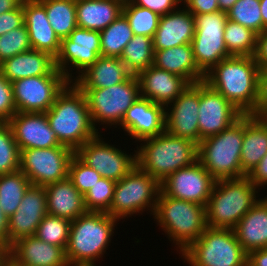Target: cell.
Returning <instances> with one entry per match:
<instances>
[{"mask_svg": "<svg viewBox=\"0 0 267 266\" xmlns=\"http://www.w3.org/2000/svg\"><path fill=\"white\" fill-rule=\"evenodd\" d=\"M259 71L253 56H230L212 67L203 82L242 114H252L258 101Z\"/></svg>", "mask_w": 267, "mask_h": 266, "instance_id": "6da1fadb", "label": "cell"}, {"mask_svg": "<svg viewBox=\"0 0 267 266\" xmlns=\"http://www.w3.org/2000/svg\"><path fill=\"white\" fill-rule=\"evenodd\" d=\"M70 84L56 96L45 113L60 144L76 151L99 132L93 125L84 93L74 83Z\"/></svg>", "mask_w": 267, "mask_h": 266, "instance_id": "7a4b0ae2", "label": "cell"}, {"mask_svg": "<svg viewBox=\"0 0 267 266\" xmlns=\"http://www.w3.org/2000/svg\"><path fill=\"white\" fill-rule=\"evenodd\" d=\"M136 154V166L160 183L170 174L197 161L198 145L166 131L142 140ZM146 142V143H145Z\"/></svg>", "mask_w": 267, "mask_h": 266, "instance_id": "3957f363", "label": "cell"}, {"mask_svg": "<svg viewBox=\"0 0 267 266\" xmlns=\"http://www.w3.org/2000/svg\"><path fill=\"white\" fill-rule=\"evenodd\" d=\"M117 218L105 212L87 211L71 221L65 249L68 264H95L110 243Z\"/></svg>", "mask_w": 267, "mask_h": 266, "instance_id": "277c9868", "label": "cell"}, {"mask_svg": "<svg viewBox=\"0 0 267 266\" xmlns=\"http://www.w3.org/2000/svg\"><path fill=\"white\" fill-rule=\"evenodd\" d=\"M256 190L248 176L216 181L206 205L207 227L233 229L259 200Z\"/></svg>", "mask_w": 267, "mask_h": 266, "instance_id": "5b68a950", "label": "cell"}, {"mask_svg": "<svg viewBox=\"0 0 267 266\" xmlns=\"http://www.w3.org/2000/svg\"><path fill=\"white\" fill-rule=\"evenodd\" d=\"M244 114L215 136L199 142L197 160L218 181L247 176L241 168Z\"/></svg>", "mask_w": 267, "mask_h": 266, "instance_id": "8992f818", "label": "cell"}, {"mask_svg": "<svg viewBox=\"0 0 267 266\" xmlns=\"http://www.w3.org/2000/svg\"><path fill=\"white\" fill-rule=\"evenodd\" d=\"M152 215L181 253L207 228L205 206L169 197L162 191Z\"/></svg>", "mask_w": 267, "mask_h": 266, "instance_id": "52a82bcc", "label": "cell"}, {"mask_svg": "<svg viewBox=\"0 0 267 266\" xmlns=\"http://www.w3.org/2000/svg\"><path fill=\"white\" fill-rule=\"evenodd\" d=\"M182 256L191 266H246L248 259L233 229L209 227Z\"/></svg>", "mask_w": 267, "mask_h": 266, "instance_id": "ba28073f", "label": "cell"}, {"mask_svg": "<svg viewBox=\"0 0 267 266\" xmlns=\"http://www.w3.org/2000/svg\"><path fill=\"white\" fill-rule=\"evenodd\" d=\"M160 191L161 183L135 166L116 182L113 200L106 213L119 220L150 207L151 214H154Z\"/></svg>", "mask_w": 267, "mask_h": 266, "instance_id": "9c48e42d", "label": "cell"}, {"mask_svg": "<svg viewBox=\"0 0 267 266\" xmlns=\"http://www.w3.org/2000/svg\"><path fill=\"white\" fill-rule=\"evenodd\" d=\"M80 90L85 95L95 128L97 122L120 125L127 109L140 97L139 80L134 74L126 81L107 88Z\"/></svg>", "mask_w": 267, "mask_h": 266, "instance_id": "30bf717a", "label": "cell"}, {"mask_svg": "<svg viewBox=\"0 0 267 266\" xmlns=\"http://www.w3.org/2000/svg\"><path fill=\"white\" fill-rule=\"evenodd\" d=\"M195 34L191 42L198 68L206 74L221 60L230 57L224 42L227 15L223 11L194 16Z\"/></svg>", "mask_w": 267, "mask_h": 266, "instance_id": "8fae6325", "label": "cell"}, {"mask_svg": "<svg viewBox=\"0 0 267 266\" xmlns=\"http://www.w3.org/2000/svg\"><path fill=\"white\" fill-rule=\"evenodd\" d=\"M75 151L64 145L20 151V170L32 185L45 187L68 177Z\"/></svg>", "mask_w": 267, "mask_h": 266, "instance_id": "7c38bea8", "label": "cell"}, {"mask_svg": "<svg viewBox=\"0 0 267 266\" xmlns=\"http://www.w3.org/2000/svg\"><path fill=\"white\" fill-rule=\"evenodd\" d=\"M67 84L69 81L57 68L49 75L13 81V99L17 112H47Z\"/></svg>", "mask_w": 267, "mask_h": 266, "instance_id": "4fadbf2b", "label": "cell"}, {"mask_svg": "<svg viewBox=\"0 0 267 266\" xmlns=\"http://www.w3.org/2000/svg\"><path fill=\"white\" fill-rule=\"evenodd\" d=\"M75 154L102 177L115 182L127 176L136 166L135 154L128 155L109 145L100 135L85 142Z\"/></svg>", "mask_w": 267, "mask_h": 266, "instance_id": "5bb4252c", "label": "cell"}, {"mask_svg": "<svg viewBox=\"0 0 267 266\" xmlns=\"http://www.w3.org/2000/svg\"><path fill=\"white\" fill-rule=\"evenodd\" d=\"M216 180L197 160L161 182V191L172 198L207 205Z\"/></svg>", "mask_w": 267, "mask_h": 266, "instance_id": "9a60e30c", "label": "cell"}, {"mask_svg": "<svg viewBox=\"0 0 267 266\" xmlns=\"http://www.w3.org/2000/svg\"><path fill=\"white\" fill-rule=\"evenodd\" d=\"M101 56L100 31L75 28L67 38L61 40L58 56L55 58L56 68L73 83L68 65L75 67L79 73L93 65ZM71 63V64H69Z\"/></svg>", "mask_w": 267, "mask_h": 266, "instance_id": "2e32d148", "label": "cell"}, {"mask_svg": "<svg viewBox=\"0 0 267 266\" xmlns=\"http://www.w3.org/2000/svg\"><path fill=\"white\" fill-rule=\"evenodd\" d=\"M242 113L223 95L211 89L205 82H199L198 127L200 142L219 134Z\"/></svg>", "mask_w": 267, "mask_h": 266, "instance_id": "e0dca14e", "label": "cell"}, {"mask_svg": "<svg viewBox=\"0 0 267 266\" xmlns=\"http://www.w3.org/2000/svg\"><path fill=\"white\" fill-rule=\"evenodd\" d=\"M165 110V131L173 136L200 142L198 127L199 83L188 87Z\"/></svg>", "mask_w": 267, "mask_h": 266, "instance_id": "ac0fdd59", "label": "cell"}, {"mask_svg": "<svg viewBox=\"0 0 267 266\" xmlns=\"http://www.w3.org/2000/svg\"><path fill=\"white\" fill-rule=\"evenodd\" d=\"M46 215L45 187L31 185L17 211L9 218V248L18 240L35 235L37 227Z\"/></svg>", "mask_w": 267, "mask_h": 266, "instance_id": "d6986e66", "label": "cell"}, {"mask_svg": "<svg viewBox=\"0 0 267 266\" xmlns=\"http://www.w3.org/2000/svg\"><path fill=\"white\" fill-rule=\"evenodd\" d=\"M8 123L20 151L61 146L46 113L16 112Z\"/></svg>", "mask_w": 267, "mask_h": 266, "instance_id": "ffe728a7", "label": "cell"}, {"mask_svg": "<svg viewBox=\"0 0 267 266\" xmlns=\"http://www.w3.org/2000/svg\"><path fill=\"white\" fill-rule=\"evenodd\" d=\"M165 108L139 97L128 109L120 126L137 141L155 137L165 131Z\"/></svg>", "mask_w": 267, "mask_h": 266, "instance_id": "44dd1931", "label": "cell"}, {"mask_svg": "<svg viewBox=\"0 0 267 266\" xmlns=\"http://www.w3.org/2000/svg\"><path fill=\"white\" fill-rule=\"evenodd\" d=\"M4 255L15 266H67L65 250L48 244L35 235L15 242Z\"/></svg>", "mask_w": 267, "mask_h": 266, "instance_id": "7402d4cb", "label": "cell"}, {"mask_svg": "<svg viewBox=\"0 0 267 266\" xmlns=\"http://www.w3.org/2000/svg\"><path fill=\"white\" fill-rule=\"evenodd\" d=\"M136 76L139 80L140 97L165 108L169 107L168 104H171L189 85L184 78L153 64Z\"/></svg>", "mask_w": 267, "mask_h": 266, "instance_id": "603a6c76", "label": "cell"}, {"mask_svg": "<svg viewBox=\"0 0 267 266\" xmlns=\"http://www.w3.org/2000/svg\"><path fill=\"white\" fill-rule=\"evenodd\" d=\"M22 6L24 24L32 49L46 52L56 58L60 52L61 40L47 19L45 7L38 0H23Z\"/></svg>", "mask_w": 267, "mask_h": 266, "instance_id": "cb8c5ba5", "label": "cell"}, {"mask_svg": "<svg viewBox=\"0 0 267 266\" xmlns=\"http://www.w3.org/2000/svg\"><path fill=\"white\" fill-rule=\"evenodd\" d=\"M195 29L194 15L186 8L180 10L179 7V9L161 16L153 37L154 50L191 44Z\"/></svg>", "mask_w": 267, "mask_h": 266, "instance_id": "d4e9b609", "label": "cell"}, {"mask_svg": "<svg viewBox=\"0 0 267 266\" xmlns=\"http://www.w3.org/2000/svg\"><path fill=\"white\" fill-rule=\"evenodd\" d=\"M47 214L75 220L87 210L84 196L67 177L45 186Z\"/></svg>", "mask_w": 267, "mask_h": 266, "instance_id": "484cf974", "label": "cell"}, {"mask_svg": "<svg viewBox=\"0 0 267 266\" xmlns=\"http://www.w3.org/2000/svg\"><path fill=\"white\" fill-rule=\"evenodd\" d=\"M233 231L247 254L267 248V196L256 202Z\"/></svg>", "mask_w": 267, "mask_h": 266, "instance_id": "4316f807", "label": "cell"}, {"mask_svg": "<svg viewBox=\"0 0 267 266\" xmlns=\"http://www.w3.org/2000/svg\"><path fill=\"white\" fill-rule=\"evenodd\" d=\"M131 75L120 58L99 56L73 82L79 89H100L122 83Z\"/></svg>", "mask_w": 267, "mask_h": 266, "instance_id": "83f0119b", "label": "cell"}, {"mask_svg": "<svg viewBox=\"0 0 267 266\" xmlns=\"http://www.w3.org/2000/svg\"><path fill=\"white\" fill-rule=\"evenodd\" d=\"M55 68L54 57L34 49L19 53L0 63V72L10 82L27 77L49 75Z\"/></svg>", "mask_w": 267, "mask_h": 266, "instance_id": "f1b7e54d", "label": "cell"}, {"mask_svg": "<svg viewBox=\"0 0 267 266\" xmlns=\"http://www.w3.org/2000/svg\"><path fill=\"white\" fill-rule=\"evenodd\" d=\"M267 154V120L244 114V137L241 148V168L248 176Z\"/></svg>", "mask_w": 267, "mask_h": 266, "instance_id": "f546056e", "label": "cell"}, {"mask_svg": "<svg viewBox=\"0 0 267 266\" xmlns=\"http://www.w3.org/2000/svg\"><path fill=\"white\" fill-rule=\"evenodd\" d=\"M154 51L156 67L184 78L189 84L204 80L205 74L195 62L191 44Z\"/></svg>", "mask_w": 267, "mask_h": 266, "instance_id": "4dcf8cb0", "label": "cell"}, {"mask_svg": "<svg viewBox=\"0 0 267 266\" xmlns=\"http://www.w3.org/2000/svg\"><path fill=\"white\" fill-rule=\"evenodd\" d=\"M122 0H76L77 26L101 31L122 13Z\"/></svg>", "mask_w": 267, "mask_h": 266, "instance_id": "1f68e13d", "label": "cell"}, {"mask_svg": "<svg viewBox=\"0 0 267 266\" xmlns=\"http://www.w3.org/2000/svg\"><path fill=\"white\" fill-rule=\"evenodd\" d=\"M46 9L47 19L60 40L77 28L76 0H38Z\"/></svg>", "mask_w": 267, "mask_h": 266, "instance_id": "d6a6232c", "label": "cell"}, {"mask_svg": "<svg viewBox=\"0 0 267 266\" xmlns=\"http://www.w3.org/2000/svg\"><path fill=\"white\" fill-rule=\"evenodd\" d=\"M31 185L28 177L20 169L0 175V208L8 219L17 211Z\"/></svg>", "mask_w": 267, "mask_h": 266, "instance_id": "836d02e7", "label": "cell"}, {"mask_svg": "<svg viewBox=\"0 0 267 266\" xmlns=\"http://www.w3.org/2000/svg\"><path fill=\"white\" fill-rule=\"evenodd\" d=\"M134 34L123 13L107 28L100 31L101 56L120 58L124 47Z\"/></svg>", "mask_w": 267, "mask_h": 266, "instance_id": "e575fe53", "label": "cell"}, {"mask_svg": "<svg viewBox=\"0 0 267 266\" xmlns=\"http://www.w3.org/2000/svg\"><path fill=\"white\" fill-rule=\"evenodd\" d=\"M154 53L153 38L134 35L124 47L120 59L132 74L137 75L154 63Z\"/></svg>", "mask_w": 267, "mask_h": 266, "instance_id": "d590c367", "label": "cell"}, {"mask_svg": "<svg viewBox=\"0 0 267 266\" xmlns=\"http://www.w3.org/2000/svg\"><path fill=\"white\" fill-rule=\"evenodd\" d=\"M223 38L230 56H254L257 33L253 30L227 19Z\"/></svg>", "mask_w": 267, "mask_h": 266, "instance_id": "8d00e7d4", "label": "cell"}, {"mask_svg": "<svg viewBox=\"0 0 267 266\" xmlns=\"http://www.w3.org/2000/svg\"><path fill=\"white\" fill-rule=\"evenodd\" d=\"M122 13L129 21L134 35L154 37L159 26L160 15L148 8L137 6L130 0L123 3Z\"/></svg>", "mask_w": 267, "mask_h": 266, "instance_id": "74e56055", "label": "cell"}, {"mask_svg": "<svg viewBox=\"0 0 267 266\" xmlns=\"http://www.w3.org/2000/svg\"><path fill=\"white\" fill-rule=\"evenodd\" d=\"M71 221L63 217L47 214L37 227L35 236L54 246L67 247Z\"/></svg>", "mask_w": 267, "mask_h": 266, "instance_id": "f35d334b", "label": "cell"}, {"mask_svg": "<svg viewBox=\"0 0 267 266\" xmlns=\"http://www.w3.org/2000/svg\"><path fill=\"white\" fill-rule=\"evenodd\" d=\"M260 0H237L227 11V19L247 27L257 34L263 31Z\"/></svg>", "mask_w": 267, "mask_h": 266, "instance_id": "ab89813d", "label": "cell"}, {"mask_svg": "<svg viewBox=\"0 0 267 266\" xmlns=\"http://www.w3.org/2000/svg\"><path fill=\"white\" fill-rule=\"evenodd\" d=\"M20 168V150L8 122H0V175Z\"/></svg>", "mask_w": 267, "mask_h": 266, "instance_id": "60d3db41", "label": "cell"}, {"mask_svg": "<svg viewBox=\"0 0 267 266\" xmlns=\"http://www.w3.org/2000/svg\"><path fill=\"white\" fill-rule=\"evenodd\" d=\"M116 182L101 177L84 195L87 211L107 212L110 209Z\"/></svg>", "mask_w": 267, "mask_h": 266, "instance_id": "b9f144b4", "label": "cell"}, {"mask_svg": "<svg viewBox=\"0 0 267 266\" xmlns=\"http://www.w3.org/2000/svg\"><path fill=\"white\" fill-rule=\"evenodd\" d=\"M32 49L28 31L25 26H20L0 36V63L19 53Z\"/></svg>", "mask_w": 267, "mask_h": 266, "instance_id": "7bdbcfd3", "label": "cell"}, {"mask_svg": "<svg viewBox=\"0 0 267 266\" xmlns=\"http://www.w3.org/2000/svg\"><path fill=\"white\" fill-rule=\"evenodd\" d=\"M102 176L92 167L84 163L76 154L69 165L68 178L84 196Z\"/></svg>", "mask_w": 267, "mask_h": 266, "instance_id": "ee69618b", "label": "cell"}, {"mask_svg": "<svg viewBox=\"0 0 267 266\" xmlns=\"http://www.w3.org/2000/svg\"><path fill=\"white\" fill-rule=\"evenodd\" d=\"M16 112L12 82L0 72V122H8Z\"/></svg>", "mask_w": 267, "mask_h": 266, "instance_id": "f6af8a7d", "label": "cell"}, {"mask_svg": "<svg viewBox=\"0 0 267 266\" xmlns=\"http://www.w3.org/2000/svg\"><path fill=\"white\" fill-rule=\"evenodd\" d=\"M24 25L22 3L14 10L0 14V36Z\"/></svg>", "mask_w": 267, "mask_h": 266, "instance_id": "bcb514c9", "label": "cell"}, {"mask_svg": "<svg viewBox=\"0 0 267 266\" xmlns=\"http://www.w3.org/2000/svg\"><path fill=\"white\" fill-rule=\"evenodd\" d=\"M130 1L137 6L148 8L152 12H155L160 16L175 11L176 9H178L177 7L178 4L182 2V0H130Z\"/></svg>", "mask_w": 267, "mask_h": 266, "instance_id": "7dc6e473", "label": "cell"}, {"mask_svg": "<svg viewBox=\"0 0 267 266\" xmlns=\"http://www.w3.org/2000/svg\"><path fill=\"white\" fill-rule=\"evenodd\" d=\"M251 115L257 117L267 115V68L259 71L258 101Z\"/></svg>", "mask_w": 267, "mask_h": 266, "instance_id": "c3c4849f", "label": "cell"}, {"mask_svg": "<svg viewBox=\"0 0 267 266\" xmlns=\"http://www.w3.org/2000/svg\"><path fill=\"white\" fill-rule=\"evenodd\" d=\"M183 3L194 16L220 11L217 0H184Z\"/></svg>", "mask_w": 267, "mask_h": 266, "instance_id": "681fc988", "label": "cell"}, {"mask_svg": "<svg viewBox=\"0 0 267 266\" xmlns=\"http://www.w3.org/2000/svg\"><path fill=\"white\" fill-rule=\"evenodd\" d=\"M253 57L259 69L267 68V29L257 34L256 50Z\"/></svg>", "mask_w": 267, "mask_h": 266, "instance_id": "f907efd6", "label": "cell"}, {"mask_svg": "<svg viewBox=\"0 0 267 266\" xmlns=\"http://www.w3.org/2000/svg\"><path fill=\"white\" fill-rule=\"evenodd\" d=\"M256 188L267 185V154L260 160L258 165L248 175Z\"/></svg>", "mask_w": 267, "mask_h": 266, "instance_id": "816d5d0a", "label": "cell"}, {"mask_svg": "<svg viewBox=\"0 0 267 266\" xmlns=\"http://www.w3.org/2000/svg\"><path fill=\"white\" fill-rule=\"evenodd\" d=\"M8 223L9 219L0 208V251L3 254L9 249Z\"/></svg>", "mask_w": 267, "mask_h": 266, "instance_id": "f5cc1de1", "label": "cell"}, {"mask_svg": "<svg viewBox=\"0 0 267 266\" xmlns=\"http://www.w3.org/2000/svg\"><path fill=\"white\" fill-rule=\"evenodd\" d=\"M247 264L249 266H267V248L250 252Z\"/></svg>", "mask_w": 267, "mask_h": 266, "instance_id": "db71d44e", "label": "cell"}, {"mask_svg": "<svg viewBox=\"0 0 267 266\" xmlns=\"http://www.w3.org/2000/svg\"><path fill=\"white\" fill-rule=\"evenodd\" d=\"M23 0H0V14L16 9Z\"/></svg>", "mask_w": 267, "mask_h": 266, "instance_id": "11a10c76", "label": "cell"}, {"mask_svg": "<svg viewBox=\"0 0 267 266\" xmlns=\"http://www.w3.org/2000/svg\"><path fill=\"white\" fill-rule=\"evenodd\" d=\"M217 1L219 5V10L227 13V11H229L232 8V6L237 0H217Z\"/></svg>", "mask_w": 267, "mask_h": 266, "instance_id": "9f6ffc18", "label": "cell"}, {"mask_svg": "<svg viewBox=\"0 0 267 266\" xmlns=\"http://www.w3.org/2000/svg\"><path fill=\"white\" fill-rule=\"evenodd\" d=\"M261 16L263 19V31L267 29V0H260Z\"/></svg>", "mask_w": 267, "mask_h": 266, "instance_id": "6f0895ef", "label": "cell"}, {"mask_svg": "<svg viewBox=\"0 0 267 266\" xmlns=\"http://www.w3.org/2000/svg\"><path fill=\"white\" fill-rule=\"evenodd\" d=\"M0 266H15L5 255L0 261Z\"/></svg>", "mask_w": 267, "mask_h": 266, "instance_id": "680465c9", "label": "cell"}, {"mask_svg": "<svg viewBox=\"0 0 267 266\" xmlns=\"http://www.w3.org/2000/svg\"><path fill=\"white\" fill-rule=\"evenodd\" d=\"M67 266H95V264H76V263L71 264L69 263Z\"/></svg>", "mask_w": 267, "mask_h": 266, "instance_id": "91938a15", "label": "cell"}, {"mask_svg": "<svg viewBox=\"0 0 267 266\" xmlns=\"http://www.w3.org/2000/svg\"><path fill=\"white\" fill-rule=\"evenodd\" d=\"M3 256H4V254L0 251V261H1Z\"/></svg>", "mask_w": 267, "mask_h": 266, "instance_id": "94428289", "label": "cell"}]
</instances>
